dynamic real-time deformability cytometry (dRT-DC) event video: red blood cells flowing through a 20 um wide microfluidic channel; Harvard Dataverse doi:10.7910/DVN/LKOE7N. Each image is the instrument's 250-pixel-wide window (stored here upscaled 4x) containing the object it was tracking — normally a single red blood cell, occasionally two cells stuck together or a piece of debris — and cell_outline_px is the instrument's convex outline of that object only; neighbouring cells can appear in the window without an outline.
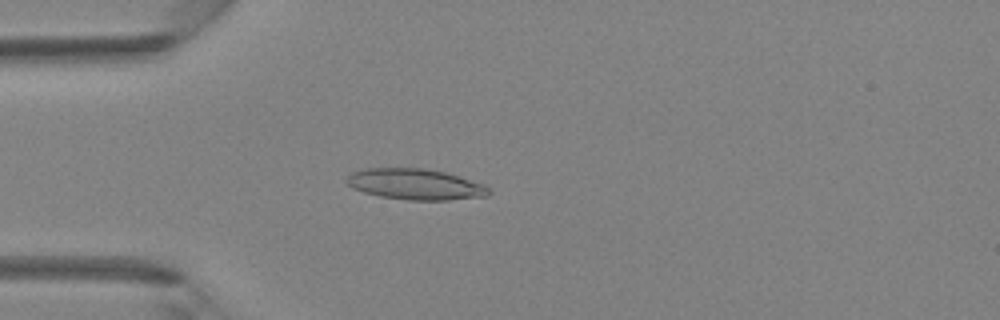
{"species": "Egyptian fruit bat (a non-hibernating species)", "species_latin": "Rousettus aegyptiacus", "temperature_condition": "room temperature", "stored_images_in_passage": 42, "camera_frame_rate_fps": 3000, "um_per_image_px": 0.085, "animal": {"sex": "female"}, "frame": {"image": 1, "passage_image": 12, "time_ms": 3.667, "image_size_px": [1000, 320], "cell_outline_px": [[492, 192], [488, 196], [448, 200], [408, 200], [380, 196], [364, 192], [352, 188], [344, 180], [352, 172], [364, 168], [424, 168], [444, 172], [484, 184]], "centroid_in_image_um": [35.29, 15.66], "position_along_channel_um": 49.7, "area_um2": 25.61}}
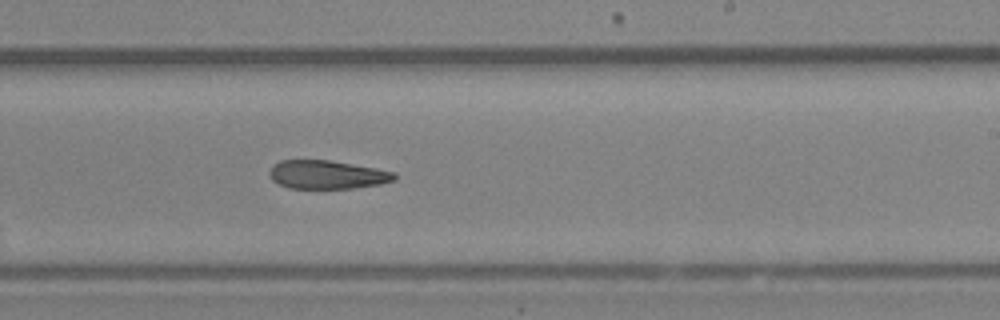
{"frame": {"image": 2, "passage_image": 26, "time_ms": 8.333, "image_size_px": [1000, 320], "cell_outline_px": [[396, 180], [380, 184], [352, 188], [288, 188], [272, 180], [268, 172], [272, 164], [280, 160], [328, 160], [376, 168], [396, 172]], "centroid_in_image_um": [27.79, 14.84], "position_along_channel_um": 261.2, "area_um2": 20.81}}
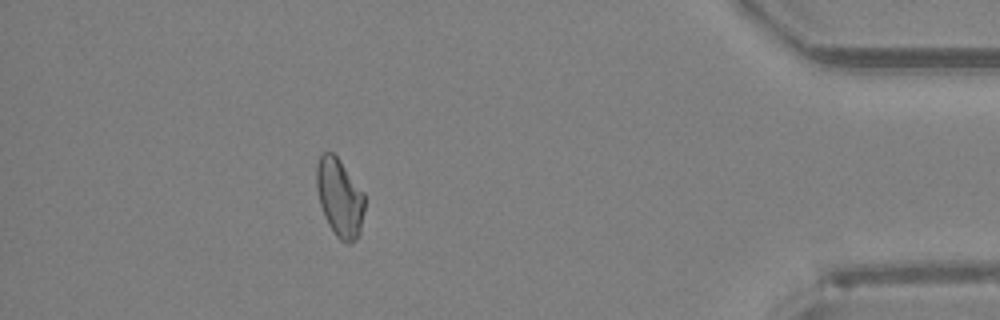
{"frame": {"image": 3, "passage_image": 38, "time_ms": 12.333, "image_size_px": [1000, 320], "cell_outline_px": [[364, 208], [360, 232], [356, 240], [352, 244], [348, 244], [340, 240], [336, 236], [328, 224], [324, 216], [320, 204], [316, 188], [316, 164], [320, 156], [324, 152], [332, 152], [340, 160], [364, 192]], "centroid_in_image_um": [28.86, 16.81], "position_along_channel_um": 406.3, "area_um2": 22.08}}